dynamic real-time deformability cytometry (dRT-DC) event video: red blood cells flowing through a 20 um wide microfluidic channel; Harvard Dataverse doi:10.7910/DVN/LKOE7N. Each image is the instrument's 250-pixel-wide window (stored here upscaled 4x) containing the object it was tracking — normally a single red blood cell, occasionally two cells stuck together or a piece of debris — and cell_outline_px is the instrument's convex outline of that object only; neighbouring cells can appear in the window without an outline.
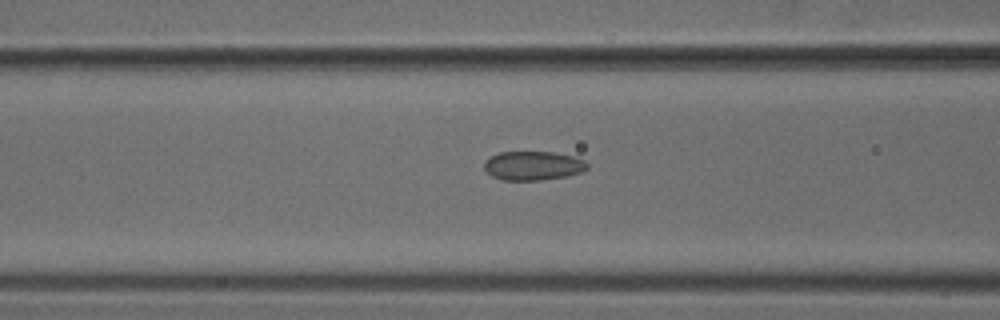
{"species": "common noctule bat (a hibernating species)", "species_latin": "Nyctalus noctula", "temperature_condition": "cold", "stored_images_in_passage": 31, "camera_frame_rate_fps": 3000, "um_per_image_px": 0.085, "animal": {"sex": "male", "body_mass_g": 18.8}, "frame": {"image": 1, "passage_image": 10, "time_ms": 3.0, "image_size_px": [1000, 320], "cell_outline_px": [[588, 168], [580, 172], [568, 176], [540, 180], [500, 180], [492, 176], [484, 168], [484, 160], [500, 152], [552, 152], [572, 156], [584, 160], [588, 164]], "centroid_in_image_um": [45.3, 14.09], "position_along_channel_um": 121.3, "area_um2": 17.4}}
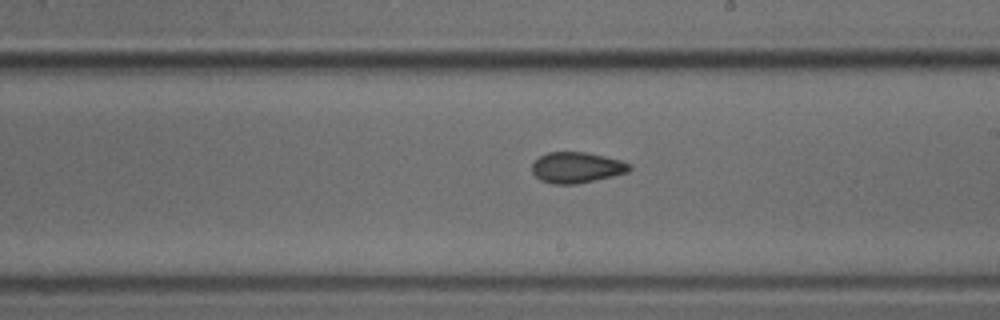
{"frame": {"image": 2, "passage_image": 19, "time_ms": 6.0, "image_size_px": [1000, 320], "cell_outline_px": [[632, 168], [628, 172], [612, 176], [576, 184], [552, 184], [540, 180], [532, 172], [532, 164], [540, 156], [548, 152], [584, 152], [604, 156], [620, 160], [632, 164]], "centroid_in_image_um": [49.02, 14.24], "position_along_channel_um": 240.0, "area_um2": 17.46}}
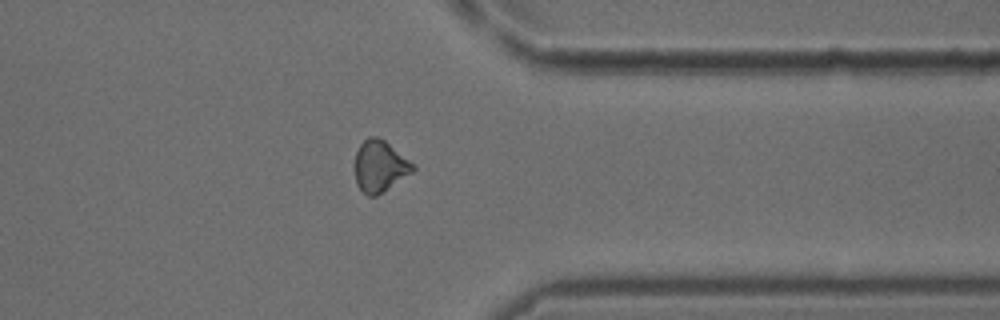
{"frame": {"image": 3, "passage_image": 30, "time_ms": 9.667, "image_size_px": [1000, 320], "cell_outline_px": [[416, 168], [412, 172], [376, 196], [368, 196], [356, 184], [356, 152], [360, 144], [368, 136], [376, 136], [384, 140], [416, 164]], "centroid_in_image_um": [32.31, 14.1], "position_along_channel_um": 379.1, "area_um2": 17.22}}